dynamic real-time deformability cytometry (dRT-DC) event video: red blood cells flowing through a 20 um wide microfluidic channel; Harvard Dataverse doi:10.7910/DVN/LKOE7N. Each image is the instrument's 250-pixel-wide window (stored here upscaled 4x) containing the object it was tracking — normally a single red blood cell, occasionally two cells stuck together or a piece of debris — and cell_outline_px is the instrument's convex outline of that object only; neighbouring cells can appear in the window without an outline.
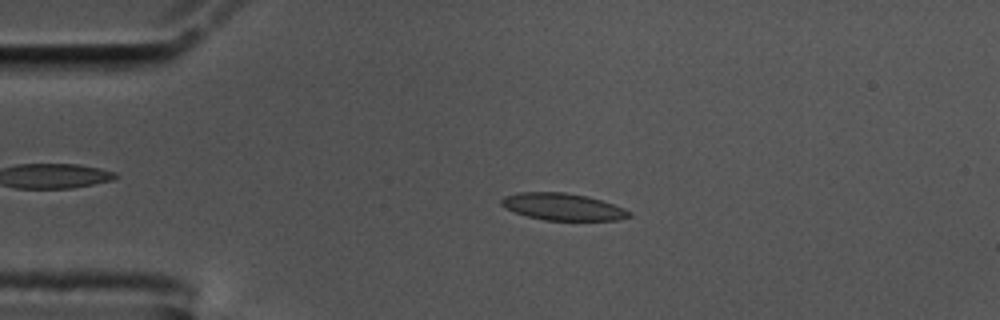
{"species": "common noctule bat (a hibernating species)", "species_latin": "Nyctalus noctula", "temperature_condition": "cold", "stored_images_in_passage": 56, "camera_frame_rate_fps": 3000, "um_per_image_px": 0.085, "animal": {"sex": "male", "body_mass_g": 17.5, "forearm_length_mm": 52.3}, "frame": {"image": 1, "passage_image": 12, "time_ms": 3.667, "image_size_px": [1000, 320], "cell_outline_px": [[632, 216], [616, 220], [544, 220], [528, 216], [516, 212], [500, 204], [500, 200], [504, 196], [520, 192], [564, 192], [588, 196], [624, 208], [632, 212]], "centroid_in_image_um": [47.85, 17.57], "position_along_channel_um": 37.1, "area_um2": 19.94}}
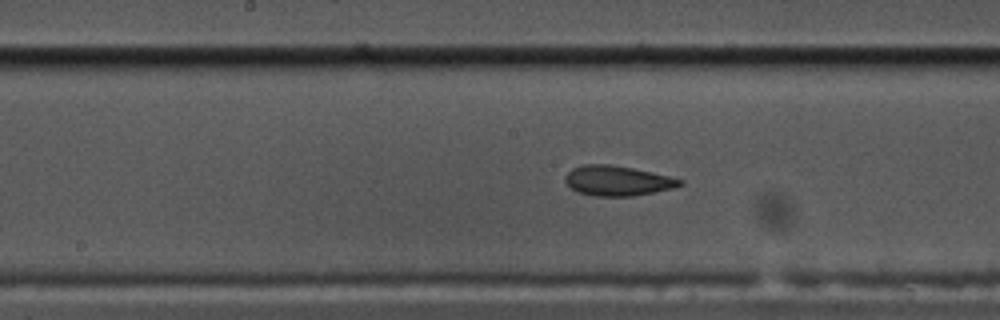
{"frame": {"image": 2, "passage_image": 28, "time_ms": 9.0, "image_size_px": [1000, 320], "cell_outline_px": [[684, 184], [672, 188], [632, 196], [596, 196], [576, 192], [564, 180], [564, 176], [572, 168], [584, 164], [612, 164], [632, 168], [668, 176], [684, 180]], "centroid_in_image_um": [52.45, 15.35], "position_along_channel_um": 195.7, "area_um2": 19.94}}
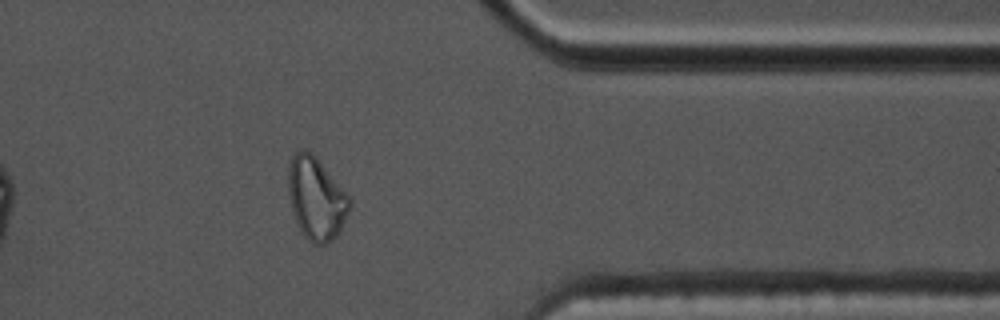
{"frame": {"image": 3, "passage_image": 45, "time_ms": 14.667, "image_size_px": [1000, 320], "cell_outline_px": [[352, 204], [340, 232], [332, 240], [324, 244], [316, 244], [308, 240], [304, 236], [296, 224], [292, 212], [288, 192], [288, 168], [292, 156], [296, 152], [312, 152], [316, 156], [352, 200]], "centroid_in_image_um": [26.88, 16.9], "position_along_channel_um": 384.5, "area_um2": 29.48}, "authors_computed_cell_mechanics": {"area_um2": 20.0566, "velocity_mm_per_s": 3.5764, "shape_relaxation_time_tau1_ms": null, "shape_relaxation_time_tau2_ms": 2.0211, "deformation_change_tau1": null, "deformation_change_tau2": 0.0761}}